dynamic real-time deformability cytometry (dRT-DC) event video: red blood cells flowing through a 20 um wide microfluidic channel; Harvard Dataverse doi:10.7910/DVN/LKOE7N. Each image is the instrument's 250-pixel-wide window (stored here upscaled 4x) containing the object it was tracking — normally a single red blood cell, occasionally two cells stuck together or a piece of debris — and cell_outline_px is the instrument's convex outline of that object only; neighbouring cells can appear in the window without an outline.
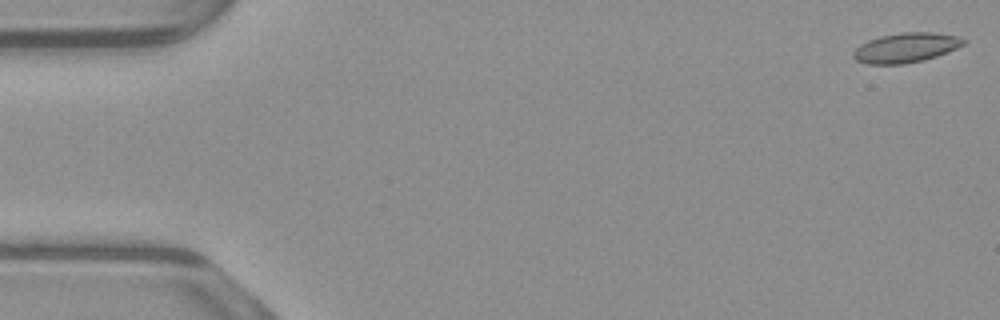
{"species": "common noctule bat (a hibernating species)", "species_latin": "Nyctalus noctula", "temperature_condition": "warm", "stored_images_in_passage": 53, "camera_frame_rate_fps": 3000, "um_per_image_px": 0.085, "animal": {"sex": "male", "body_mass_g": 23.1, "forearm_length_mm": 52.7}, "frame": {"image": 1, "passage_image": 1, "time_ms": 0.0, "image_size_px": [1000, 320], "cell_outline_px": [[968, 40], [964, 44], [948, 52], [924, 60], [904, 64], [868, 64], [856, 60], [852, 56], [852, 52], [860, 44], [868, 40], [880, 36], [900, 32], [932, 32], [960, 36]], "centroid_in_image_um": [77.01, 4.04], "position_along_channel_um": 8.0, "area_um2": 19.25}}
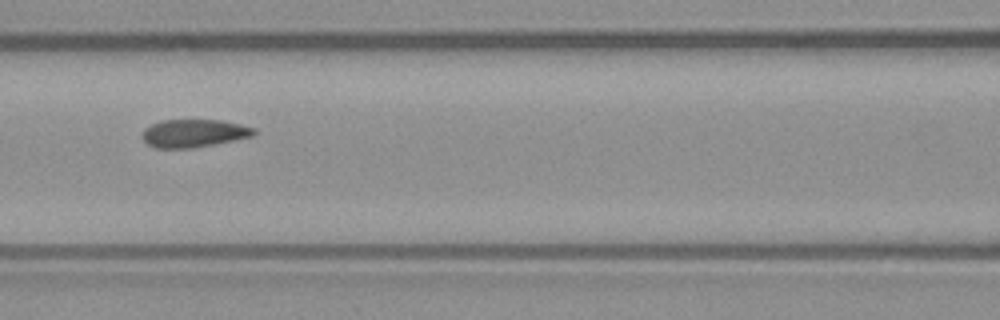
{"frame": {"image": 2, "passage_image": 23, "time_ms": 7.333, "image_size_px": [1000, 320], "cell_outline_px": [[256, 132], [252, 136], [192, 148], [156, 148], [148, 144], [144, 140], [144, 128], [152, 124], [164, 120], [220, 120], [240, 124], [256, 128]], "centroid_in_image_um": [16.49, 11.32], "position_along_channel_um": 150.1, "area_um2": 17.86}}
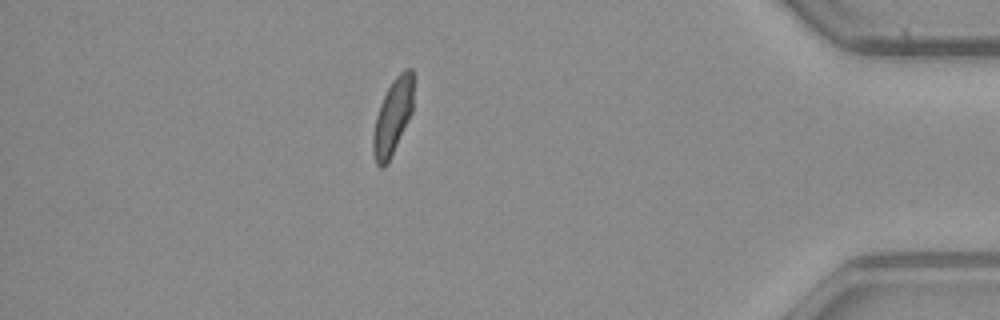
{"frame": {"image": 3, "passage_image": 46, "time_ms": 15.0, "image_size_px": [1000, 320], "cell_outline_px": [[412, 112], [384, 168], [380, 168], [376, 164], [372, 152], [372, 136], [376, 116], [380, 104], [392, 80], [404, 68], [412, 68]], "centroid_in_image_um": [33.35, 9.92], "position_along_channel_um": 401.9, "area_um2": 17.4}, "authors_computed_cell_mechanics": {"area_um2": 18.6116, "velocity_mm_per_s": 3.8973, "shape_relaxation_time_tau1_ms": 5.2848, "shape_relaxation_time_tau2_ms": 1.1093, "deformation_change_tau1": 0.1474, "deformation_change_tau2": 0.076}}